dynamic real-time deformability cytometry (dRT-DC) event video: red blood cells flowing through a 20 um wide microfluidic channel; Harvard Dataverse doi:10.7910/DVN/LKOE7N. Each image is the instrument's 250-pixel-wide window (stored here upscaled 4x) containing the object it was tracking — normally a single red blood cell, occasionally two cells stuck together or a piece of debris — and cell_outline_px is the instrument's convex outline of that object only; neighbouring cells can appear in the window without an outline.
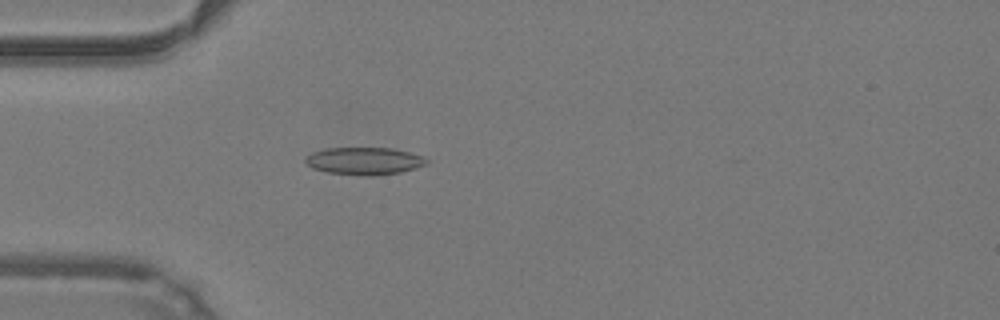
{"species": "common noctule bat (a hibernating species)", "species_latin": "Nyctalus noctula", "temperature_condition": "warm", "stored_images_in_passage": 43, "camera_frame_rate_fps": 3000, "um_per_image_px": 0.085, "animal": {"sex": "male", "body_mass_g": 19.2, "forearm_length_mm": 51.8}, "frame": {"image": 1, "passage_image": 9, "time_ms": 2.667, "image_size_px": [1000, 320], "cell_outline_px": [[428, 164], [416, 168], [400, 172], [372, 176], [368, 176], [328, 172], [312, 168], [304, 160], [312, 152], [328, 148], [392, 148], [424, 156], [428, 160]], "centroid_in_image_um": [31.0, 13.68], "position_along_channel_um": 54.0, "area_um2": 19.25}}
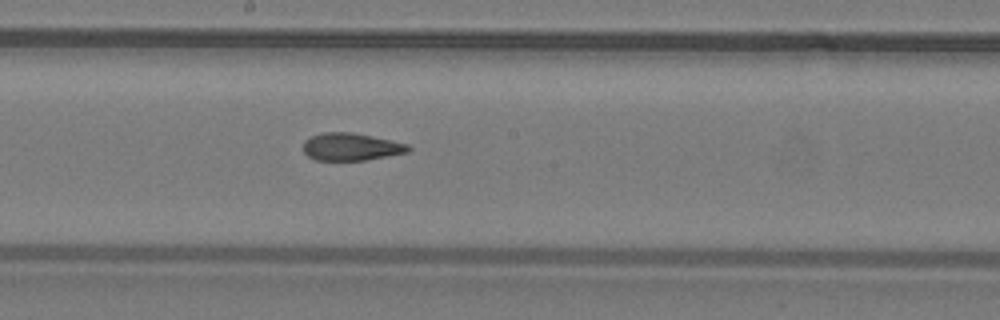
{"frame": {"image": 2, "passage_image": 21, "time_ms": 6.667, "image_size_px": [1000, 320], "cell_outline_px": [[412, 148], [408, 152], [364, 160], [316, 160], [308, 156], [304, 152], [304, 140], [312, 136], [324, 132], [352, 132], [372, 136], [408, 144]], "centroid_in_image_um": [29.84, 12.47], "position_along_channel_um": 218.4, "area_um2": 16.7}}
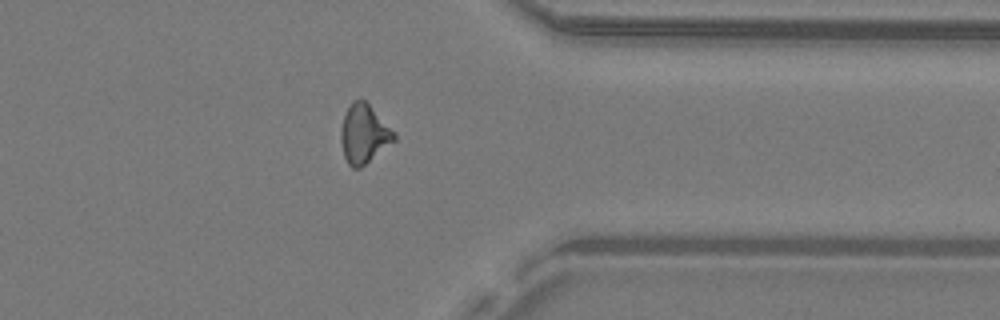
{"frame": {"image": 3, "passage_image": 33, "time_ms": 10.667, "image_size_px": [1000, 320], "cell_outline_px": [[396, 140], [360, 168], [352, 168], [348, 164], [344, 156], [340, 140], [340, 128], [344, 116], [352, 100], [364, 100], [396, 132]], "centroid_in_image_um": [30.93, 11.4], "position_along_channel_um": 380.5, "area_um2": 18.21}, "authors_computed_cell_mechanics": {"area_um2": 17.629, "velocity_mm_per_s": 4.2895, "shape_relaxation_time_tau1_ms": null, "shape_relaxation_time_tau2_ms": 3.5282, "deformation_change_tau1": null, "deformation_change_tau2": 0.1325}}